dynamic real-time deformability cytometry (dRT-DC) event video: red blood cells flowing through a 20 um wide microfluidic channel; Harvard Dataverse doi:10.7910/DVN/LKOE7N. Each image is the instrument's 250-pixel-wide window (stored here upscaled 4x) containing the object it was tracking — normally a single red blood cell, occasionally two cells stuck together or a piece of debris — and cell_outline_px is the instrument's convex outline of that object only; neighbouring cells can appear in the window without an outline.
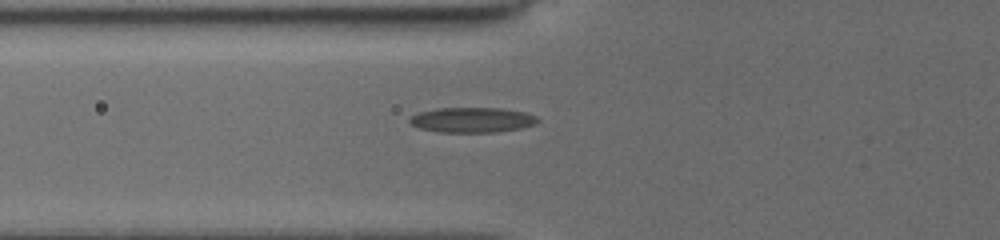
{"species": "common noctule bat (a hibernating species)", "species_latin": "Nyctalus noctula", "temperature_condition": "cold", "stored_images_in_passage": 14, "camera_frame_rate_fps": 3000, "um_per_image_px": 0.085, "animal": {"sex": "female", "body_mass_g": 19.5, "forearm_length_mm": 54.1}, "frame": {"image": 1, "passage_image": 10, "time_ms": 7.333, "image_size_px": [1000, 240], "cell_outline_px": [[540, 120], [536, 124], [520, 128], [496, 132], [440, 132], [420, 128], [412, 124], [408, 120], [412, 116], [420, 112], [436, 108], [500, 108], [524, 112], [536, 116]], "centroid_in_image_um": [40.15, 10.19], "position_along_channel_um": 85.6, "area_um2": 18.61}}
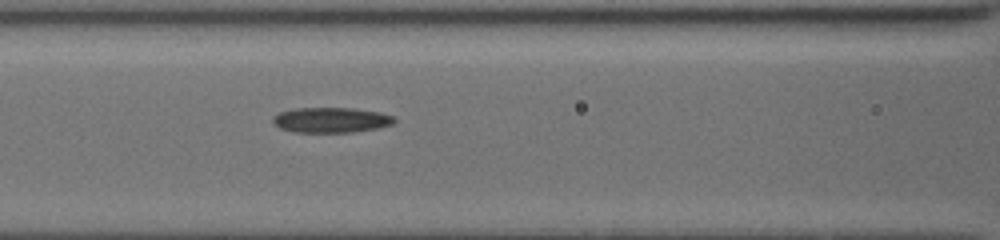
{"frame": {"image": 2, "passage_image": 12, "time_ms": 8.667, "image_size_px": [1000, 240], "cell_outline_px": [[396, 120], [392, 124], [376, 128], [352, 132], [292, 132], [280, 128], [272, 124], [272, 120], [280, 112], [296, 108], [352, 108], [380, 112], [392, 116]], "centroid_in_image_um": [28.12, 10.2], "position_along_channel_um": 138.5, "area_um2": 17.74}}
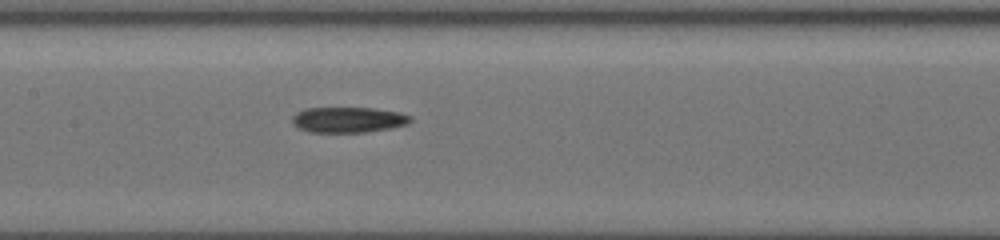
{"frame": {"image": 3, "passage_image": 14, "time_ms": 9.667, "image_size_px": [1000, 240], "cell_outline_px": [[412, 120], [408, 124], [388, 128], [364, 132], [308, 132], [292, 124], [292, 116], [296, 112], [304, 108], [372, 108], [400, 112], [412, 116]], "centroid_in_image_um": [29.58, 10.17], "position_along_channel_um": 177.8, "area_um2": 17.63}}